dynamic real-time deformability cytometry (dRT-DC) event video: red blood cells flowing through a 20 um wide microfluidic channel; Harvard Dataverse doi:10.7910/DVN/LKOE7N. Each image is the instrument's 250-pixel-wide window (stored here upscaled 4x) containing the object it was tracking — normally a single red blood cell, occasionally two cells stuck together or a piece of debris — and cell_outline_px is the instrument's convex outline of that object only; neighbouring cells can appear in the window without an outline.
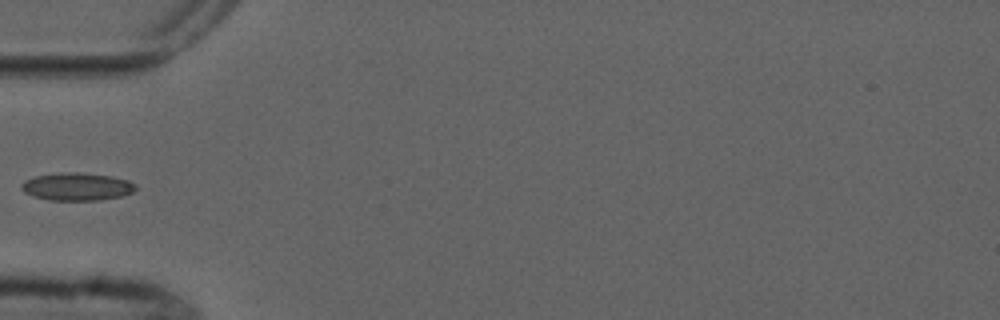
{"species": "common noctule bat (a hibernating species)", "species_latin": "Nyctalus noctula", "temperature_condition": "cold", "stored_images_in_passage": 5, "camera_frame_rate_fps": 3000, "um_per_image_px": 0.085, "animal": {"sex": "male", "forearm_length_mm": 52.5}, "frame": {"image": 1, "passage_image": 5, "time_ms": 5.333, "image_size_px": [1000, 320], "cell_outline_px": [[136, 188], [132, 192], [120, 196], [100, 200], [48, 200], [32, 196], [24, 192], [20, 188], [20, 184], [24, 180], [36, 176], [60, 172], [76, 172], [112, 176], [128, 180], [136, 184]], "centroid_in_image_um": [6.5, 15.86], "position_along_channel_um": 78.5, "area_um2": 18.55}}